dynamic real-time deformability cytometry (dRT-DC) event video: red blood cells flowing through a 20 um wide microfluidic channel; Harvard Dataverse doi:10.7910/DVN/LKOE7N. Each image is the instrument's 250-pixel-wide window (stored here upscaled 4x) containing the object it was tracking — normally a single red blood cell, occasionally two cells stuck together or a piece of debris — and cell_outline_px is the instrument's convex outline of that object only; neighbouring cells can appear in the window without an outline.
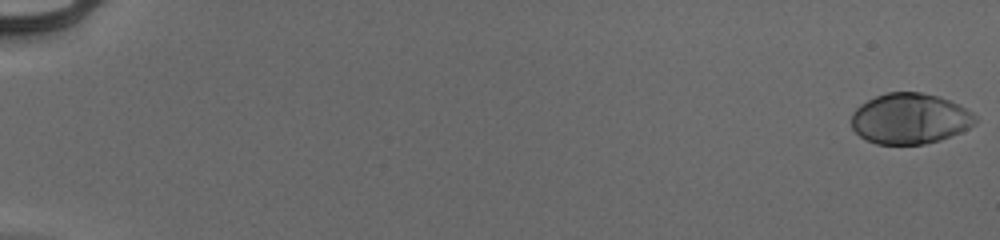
{"species": "human", "species_latin": "Homo sapiens", "temperature_condition": "cold", "stored_images_in_passage": 55, "camera_frame_rate_fps": 3000, "um_per_image_px": 0.085, "donor": {"sex": "male"}, "frame": {"image": 1, "passage_image": 1, "time_ms": 0.0, "image_size_px": [1000, 240], "cell_outline_px": [[976, 120], [968, 128], [960, 132], [940, 140], [924, 144], [876, 144], [860, 136], [852, 128], [852, 112], [860, 104], [876, 96], [888, 92], [920, 92], [940, 96], [972, 112], [976, 116]], "centroid_in_image_um": [77.32, 10.08], "position_along_channel_um": 7.7, "area_um2": 36.36}}
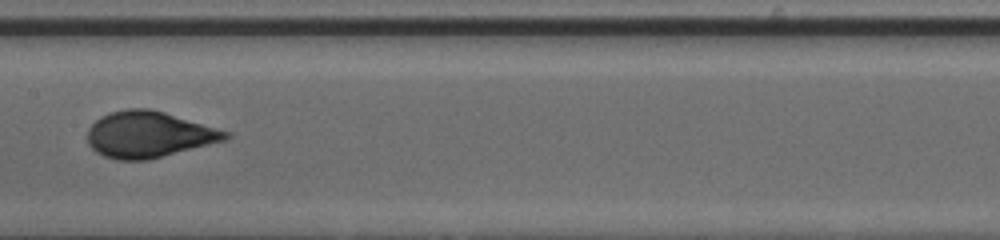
{"frame": {"image": 2, "passage_image": 31, "time_ms": 10.0, "image_size_px": [1000, 240], "cell_outline_px": [[232, 136], [228, 140], [148, 160], [116, 160], [104, 156], [96, 152], [88, 144], [88, 128], [100, 116], [108, 112], [128, 108], [148, 108], [164, 112], [232, 132]], "centroid_in_image_um": [12.67, 11.43], "position_along_channel_um": 194.7, "area_um2": 37.51}}
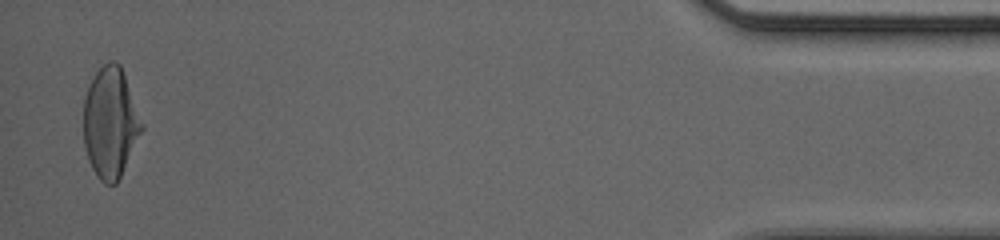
{"frame": {"image": 3, "passage_image": 54, "time_ms": 17.667, "image_size_px": [1000, 240], "cell_outline_px": [[144, 128], [116, 184], [104, 184], [96, 176], [88, 160], [84, 144], [84, 96], [96, 72], [108, 60], [116, 60], [120, 64], [144, 124]], "centroid_in_image_um": [9.38, 10.42], "position_along_channel_um": 425.8, "area_um2": 37.45}, "authors_computed_cell_mechanics": {"area_um2": 36.414, "velocity_mm_per_s": 3.9573, "shape_relaxation_time_tau1_ms": 4.7841, "shape_relaxation_time_tau2_ms": null, "deformation_change_tau1": 0.2044, "deformation_change_tau2": null}}